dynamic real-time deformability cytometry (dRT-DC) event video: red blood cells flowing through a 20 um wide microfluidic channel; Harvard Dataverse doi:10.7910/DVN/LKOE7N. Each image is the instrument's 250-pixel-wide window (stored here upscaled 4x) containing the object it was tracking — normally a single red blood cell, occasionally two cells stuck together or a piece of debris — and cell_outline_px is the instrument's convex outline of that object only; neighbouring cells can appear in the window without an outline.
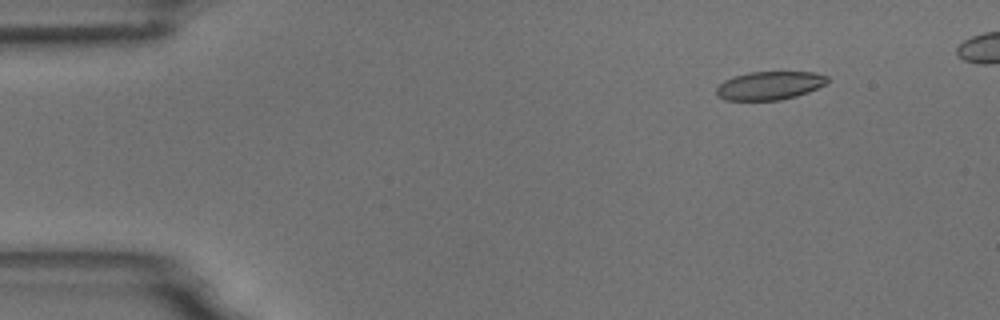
{"species": "common noctule bat (a hibernating species)", "species_latin": "Nyctalus noctula", "temperature_condition": "room temperature", "stored_images_in_passage": 3, "camera_frame_rate_fps": 3000, "um_per_image_px": 0.085, "animal": {"sex": "male", "body_mass_g": 18.8}, "frame": {"image": 1, "passage_image": 1, "time_ms": 0.0, "image_size_px": [1000, 320], "cell_outline_px": [[828, 80], [824, 84], [808, 92], [796, 96], [780, 100], [724, 100], [716, 92], [716, 88], [724, 80], [748, 72], [816, 72], [828, 76]], "centroid_in_image_um": [65.42, 7.27], "position_along_channel_um": 19.6, "area_um2": 18.21}}